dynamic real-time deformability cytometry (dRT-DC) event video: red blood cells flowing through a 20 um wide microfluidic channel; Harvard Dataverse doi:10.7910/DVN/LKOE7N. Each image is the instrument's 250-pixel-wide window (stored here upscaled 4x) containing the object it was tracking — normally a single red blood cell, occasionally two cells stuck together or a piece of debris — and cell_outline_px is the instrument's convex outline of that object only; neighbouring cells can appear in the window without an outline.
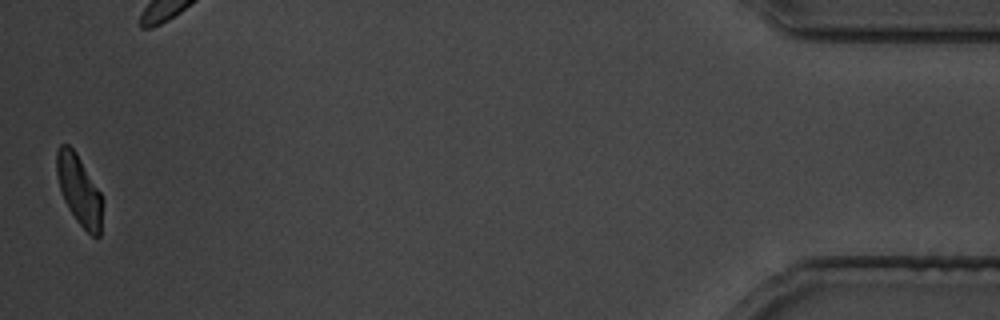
{"species": "common noctule bat (a hibernating species)", "species_latin": "Nyctalus noctula", "temperature_condition": "cold", "stored_images_in_passage": 35, "camera_frame_rate_fps": 3000, "um_per_image_px": 0.085, "animal": {"sex": "male", "body_mass_g": 19.5, "forearm_length_mm": 54.6}, "frame": {"image": 1, "passage_image": 35, "time_ms": 41.667, "image_size_px": [1000, 320], "cell_outline_px": [[104, 200], [100, 236], [92, 236], [76, 220], [68, 208], [64, 200], [60, 188], [56, 172], [56, 152], [60, 144], [68, 144], [76, 152], [100, 192]], "centroid_in_image_um": [6.74, 16.16], "position_along_channel_um": 428.5, "area_um2": 18.73}}